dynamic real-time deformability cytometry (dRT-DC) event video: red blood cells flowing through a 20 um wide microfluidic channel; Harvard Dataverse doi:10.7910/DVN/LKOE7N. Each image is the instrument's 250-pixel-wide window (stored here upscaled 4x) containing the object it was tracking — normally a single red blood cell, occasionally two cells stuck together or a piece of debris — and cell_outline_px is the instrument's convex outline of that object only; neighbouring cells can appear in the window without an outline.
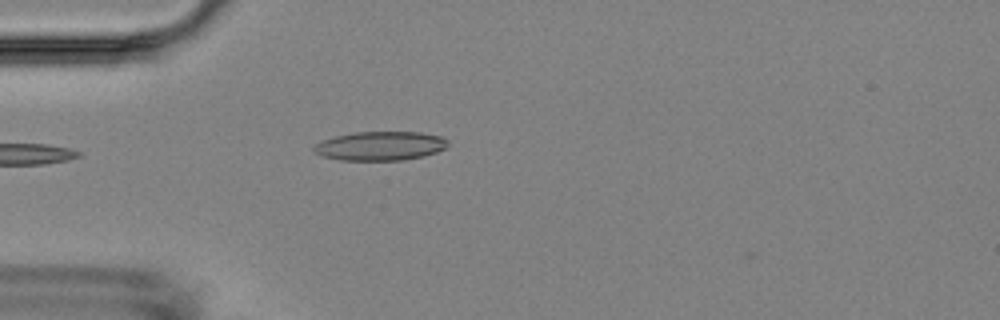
{"species": "Egyptian fruit bat (a non-hibernating species)", "species_latin": "Rousettus aegyptiacus", "temperature_condition": "room temperature", "stored_images_in_passage": 5, "camera_frame_rate_fps": 3000, "um_per_image_px": 0.085, "animal": {"sex": "female"}, "frame": {"image": 1, "passage_image": 5, "time_ms": 5.0, "image_size_px": [1000, 320], "cell_outline_px": [[448, 144], [444, 148], [436, 152], [424, 156], [404, 160], [340, 160], [320, 156], [312, 152], [312, 148], [320, 140], [352, 132], [420, 132], [444, 136], [448, 140]], "centroid_in_image_um": [32.29, 12.4], "position_along_channel_um": 52.7, "area_um2": 22.95}}